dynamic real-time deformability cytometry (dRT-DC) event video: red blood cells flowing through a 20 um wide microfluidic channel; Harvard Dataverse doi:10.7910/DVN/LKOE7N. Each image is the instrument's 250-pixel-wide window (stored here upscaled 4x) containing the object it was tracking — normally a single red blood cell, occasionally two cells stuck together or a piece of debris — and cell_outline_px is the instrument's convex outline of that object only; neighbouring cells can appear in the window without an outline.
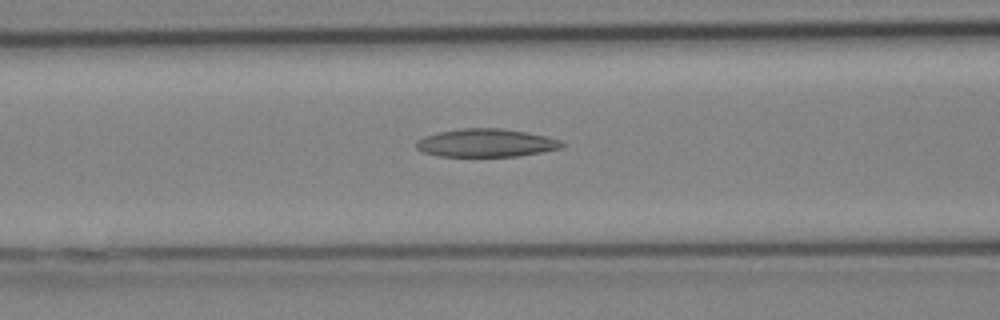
{"species": "Egyptian fruit bat (a non-hibernating species)", "species_latin": "Rousettus aegyptiacus", "temperature_condition": "cold", "stored_images_in_passage": 30, "camera_frame_rate_fps": 3000, "um_per_image_px": 0.085, "animal": {"sex": "female"}, "frame": {"image": 1, "passage_image": 12, "time_ms": 3.667, "image_size_px": [1000, 320], "cell_outline_px": [[564, 144], [560, 148], [520, 156], [436, 156], [424, 152], [416, 148], [416, 140], [424, 136], [440, 132], [460, 128], [500, 128], [548, 136], [564, 140]], "centroid_in_image_um": [41.32, 12.14], "position_along_channel_um": 125.3, "area_um2": 23.87}}
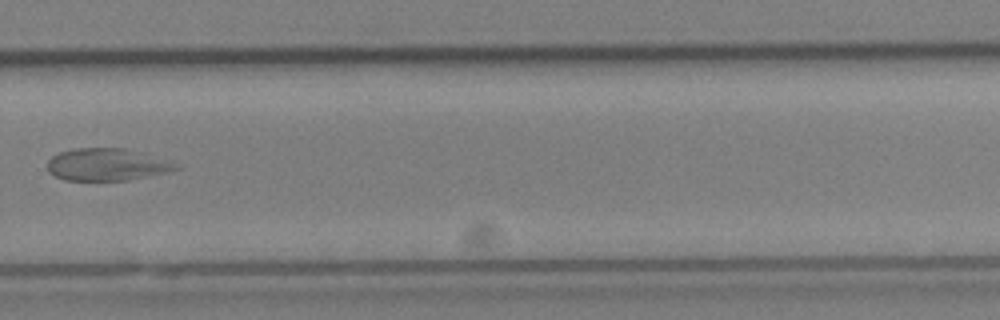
{"frame": {"image": 2, "passage_image": 21, "time_ms": 6.667, "image_size_px": [1000, 320], "cell_outline_px": [[184, 164], [180, 168], [168, 172], [128, 180], [64, 180], [48, 172], [48, 160], [52, 156], [60, 152], [76, 148], [124, 148]], "centroid_in_image_um": [9.13, 13.99], "position_along_channel_um": 320.7, "area_um2": 24.22}}
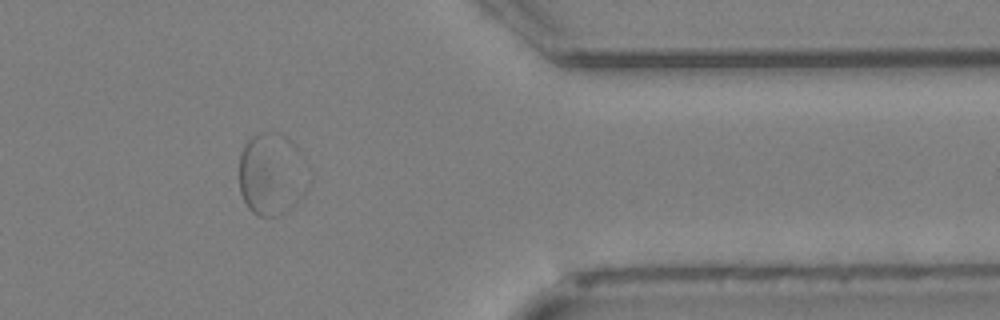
{"frame": {"image": 3, "passage_image": 25, "time_ms": 8.0, "image_size_px": [1000, 320], "cell_outline_px": [[288, 208], [280, 216], [260, 216], [252, 212], [248, 208], [240, 192], [240, 152], [244, 144], [252, 136], [260, 132], [276, 132], [280, 136]], "centroid_in_image_um": [22.39, 14.88], "position_along_channel_um": 389.0, "area_um2": 24.28}}